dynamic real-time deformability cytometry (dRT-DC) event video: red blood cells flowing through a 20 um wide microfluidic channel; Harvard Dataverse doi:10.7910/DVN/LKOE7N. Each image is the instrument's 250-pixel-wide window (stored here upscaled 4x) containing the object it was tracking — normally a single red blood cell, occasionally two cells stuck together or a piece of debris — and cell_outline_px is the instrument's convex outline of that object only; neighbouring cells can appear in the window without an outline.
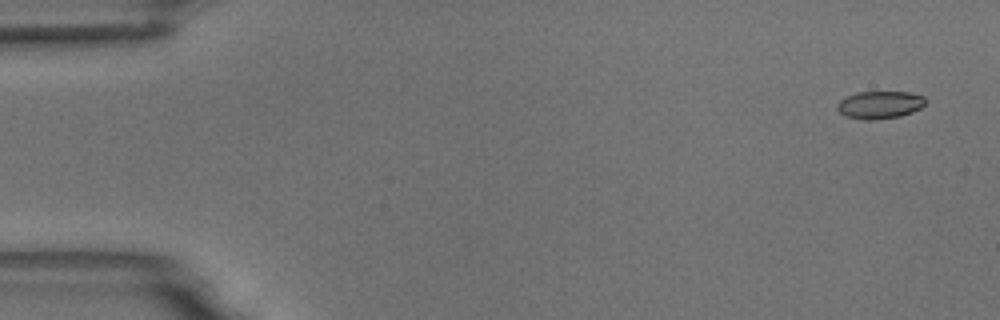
{"species": "common noctule bat (a hibernating species)", "species_latin": "Nyctalus noctula", "temperature_condition": "room temperature", "stored_images_in_passage": 6, "camera_frame_rate_fps": 3000, "um_per_image_px": 0.085, "animal": {"sex": "male", "body_mass_g": 18.8}, "frame": {"image": 1, "passage_image": 6, "time_ms": 6.667, "image_size_px": [1000, 320], "cell_outline_px": [[924, 104], [920, 108], [912, 112], [900, 116], [876, 120], [864, 120], [844, 116], [836, 108], [836, 104], [840, 100], [856, 92], [908, 92], [924, 96]], "centroid_in_image_um": [74.74, 8.92], "position_along_channel_um": 10.3, "area_um2": 14.22}}